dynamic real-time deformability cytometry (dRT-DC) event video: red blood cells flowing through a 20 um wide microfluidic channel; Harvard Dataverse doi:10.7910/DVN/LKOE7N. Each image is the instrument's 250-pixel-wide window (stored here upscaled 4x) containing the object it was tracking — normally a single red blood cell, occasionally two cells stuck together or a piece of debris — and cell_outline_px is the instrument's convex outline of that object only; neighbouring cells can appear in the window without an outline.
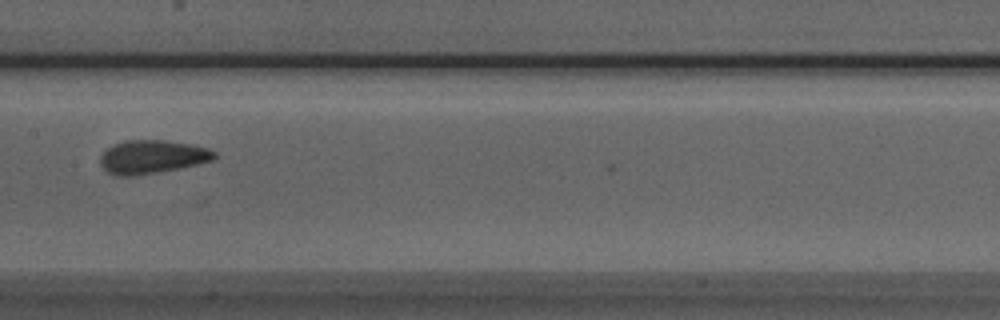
{"species": "Egyptian fruit bat (a non-hibernating species)", "species_latin": "Rousettus aegyptiacus", "temperature_condition": "room temperature", "stored_images_in_passage": 11, "segment_of_instrument_passage": [1, 2], "camera_frame_rate_fps": 3000, "um_per_image_px": 0.085, "animal": {"sex": "male"}, "frame": {"image": 1, "passage_image": 5, "time_ms": 1.333, "image_size_px": [1000, 320], "cell_outline_px": [[216, 156], [212, 160], [180, 168], [132, 176], [112, 176], [100, 164], [100, 156], [108, 148], [116, 144], [128, 140], [164, 140], [188, 144], [208, 148], [216, 152]], "centroid_in_image_um": [12.91, 13.34], "position_along_channel_um": 194.5, "area_um2": 21.96}}
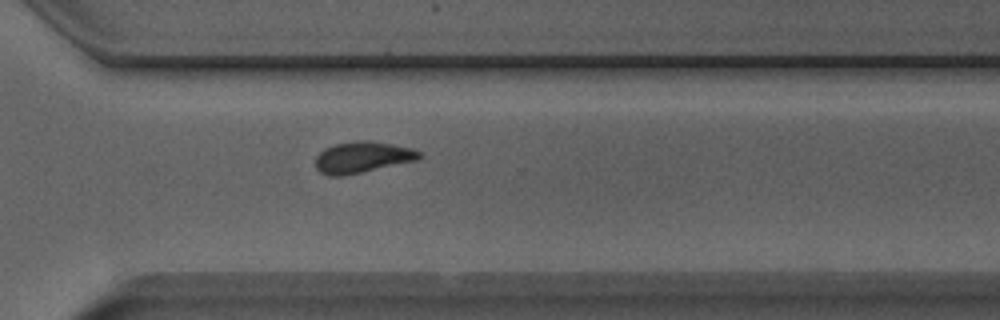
{"frame": {"image": 2, "passage_image": 10, "time_ms": 3.0, "image_size_px": [1000, 320], "cell_outline_px": [[420, 156], [416, 160], [344, 176], [328, 176], [320, 172], [316, 168], [316, 156], [324, 148], [336, 144], [360, 140], [364, 140], [412, 148], [420, 152]], "centroid_in_image_um": [30.75, 13.38], "position_along_channel_um": 339.9, "area_um2": 18.55}}